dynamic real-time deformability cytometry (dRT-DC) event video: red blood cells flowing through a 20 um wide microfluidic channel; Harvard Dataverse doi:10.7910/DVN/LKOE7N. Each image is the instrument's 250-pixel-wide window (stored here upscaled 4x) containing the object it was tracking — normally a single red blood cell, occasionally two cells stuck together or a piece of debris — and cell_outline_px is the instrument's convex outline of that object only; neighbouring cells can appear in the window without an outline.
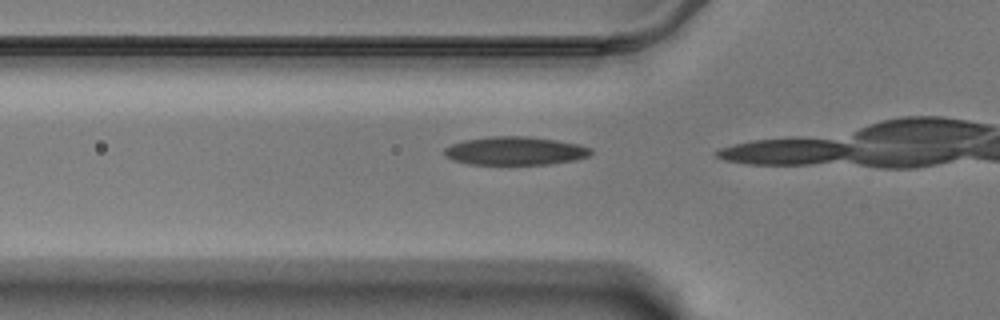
{"species": "Egyptian fruit bat (a non-hibernating species)", "species_latin": "Rousettus aegyptiacus", "temperature_condition": "warm", "stored_images_in_passage": 4, "camera_frame_rate_fps": 3000, "um_per_image_px": 0.085, "animal": {"sex": "male"}, "frame": {"image": 1, "passage_image": 2, "time_ms": 0.333, "image_size_px": [1000, 320], "cell_outline_px": [[592, 152], [588, 156], [576, 160], [548, 164], [468, 164], [452, 160], [444, 156], [444, 148], [452, 144], [464, 140], [492, 136], [528, 136], [576, 144], [592, 148]], "centroid_in_image_um": [43.75, 12.83], "position_along_channel_um": 82.1, "area_um2": 24.1}}